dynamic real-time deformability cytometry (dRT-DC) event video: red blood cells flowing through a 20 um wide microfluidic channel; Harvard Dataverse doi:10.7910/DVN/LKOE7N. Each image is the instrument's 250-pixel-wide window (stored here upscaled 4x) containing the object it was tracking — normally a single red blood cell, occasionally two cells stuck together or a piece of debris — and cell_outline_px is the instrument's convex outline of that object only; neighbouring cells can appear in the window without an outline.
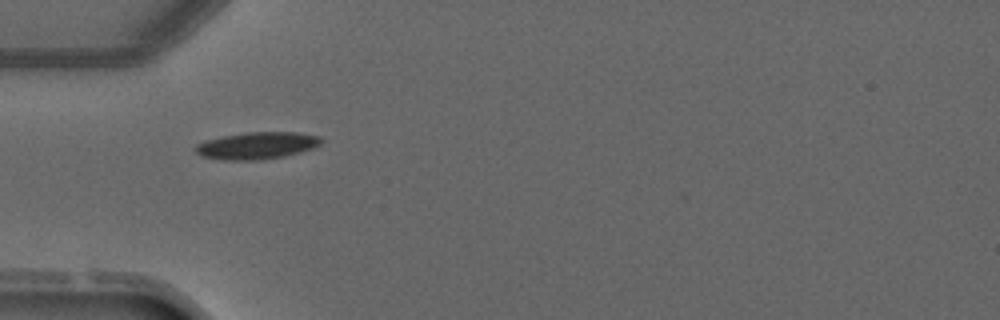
{"species": "common noctule bat (a hibernating species)", "species_latin": "Nyctalus noctula", "temperature_condition": "warm", "stored_images_in_passage": 1, "camera_frame_rate_fps": 3000, "um_per_image_px": 0.085, "animal": {"sex": "male", "forearm_length_mm": 52.5}, "frame": {"image": 1, "passage_image": 1, "time_ms": 0.0, "image_size_px": [1000, 320], "cell_outline_px": [[324, 140], [320, 144], [312, 148], [284, 156], [260, 160], [224, 160], [200, 156], [192, 148], [196, 144], [204, 140], [244, 132], [296, 132], [320, 136]], "centroid_in_image_um": [21.79, 12.37], "position_along_channel_um": 63.2, "area_um2": 19.94}}